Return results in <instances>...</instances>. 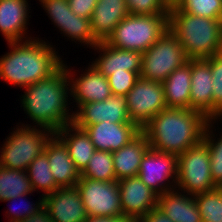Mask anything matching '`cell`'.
Returning a JSON list of instances; mask_svg holds the SVG:
<instances>
[{
    "mask_svg": "<svg viewBox=\"0 0 222 222\" xmlns=\"http://www.w3.org/2000/svg\"><path fill=\"white\" fill-rule=\"evenodd\" d=\"M25 91L21 104L28 117L37 124L35 127L56 133L73 123L74 113L68 110L70 83L64 63L46 79L25 87Z\"/></svg>",
    "mask_w": 222,
    "mask_h": 222,
    "instance_id": "1",
    "label": "cell"
},
{
    "mask_svg": "<svg viewBox=\"0 0 222 222\" xmlns=\"http://www.w3.org/2000/svg\"><path fill=\"white\" fill-rule=\"evenodd\" d=\"M209 119L194 109L166 108L142 129L150 148L180 155L203 139Z\"/></svg>",
    "mask_w": 222,
    "mask_h": 222,
    "instance_id": "2",
    "label": "cell"
},
{
    "mask_svg": "<svg viewBox=\"0 0 222 222\" xmlns=\"http://www.w3.org/2000/svg\"><path fill=\"white\" fill-rule=\"evenodd\" d=\"M30 38L7 43L11 51L0 58V79L6 83L25 88L63 65L64 60L49 42Z\"/></svg>",
    "mask_w": 222,
    "mask_h": 222,
    "instance_id": "3",
    "label": "cell"
},
{
    "mask_svg": "<svg viewBox=\"0 0 222 222\" xmlns=\"http://www.w3.org/2000/svg\"><path fill=\"white\" fill-rule=\"evenodd\" d=\"M168 29L182 45L188 60L222 53V19L190 15L175 5L169 7Z\"/></svg>",
    "mask_w": 222,
    "mask_h": 222,
    "instance_id": "4",
    "label": "cell"
},
{
    "mask_svg": "<svg viewBox=\"0 0 222 222\" xmlns=\"http://www.w3.org/2000/svg\"><path fill=\"white\" fill-rule=\"evenodd\" d=\"M168 30V14L126 16L106 41L122 50L145 52Z\"/></svg>",
    "mask_w": 222,
    "mask_h": 222,
    "instance_id": "5",
    "label": "cell"
},
{
    "mask_svg": "<svg viewBox=\"0 0 222 222\" xmlns=\"http://www.w3.org/2000/svg\"><path fill=\"white\" fill-rule=\"evenodd\" d=\"M35 126L22 124L5 139L0 151L1 167L26 171L29 164L44 152L49 136L54 133Z\"/></svg>",
    "mask_w": 222,
    "mask_h": 222,
    "instance_id": "6",
    "label": "cell"
},
{
    "mask_svg": "<svg viewBox=\"0 0 222 222\" xmlns=\"http://www.w3.org/2000/svg\"><path fill=\"white\" fill-rule=\"evenodd\" d=\"M177 164L178 190L195 195L217 188L211 176L210 154L203 139L178 155Z\"/></svg>",
    "mask_w": 222,
    "mask_h": 222,
    "instance_id": "7",
    "label": "cell"
},
{
    "mask_svg": "<svg viewBox=\"0 0 222 222\" xmlns=\"http://www.w3.org/2000/svg\"><path fill=\"white\" fill-rule=\"evenodd\" d=\"M187 61L182 45L168 29L142 53L140 77L163 83L175 69Z\"/></svg>",
    "mask_w": 222,
    "mask_h": 222,
    "instance_id": "8",
    "label": "cell"
},
{
    "mask_svg": "<svg viewBox=\"0 0 222 222\" xmlns=\"http://www.w3.org/2000/svg\"><path fill=\"white\" fill-rule=\"evenodd\" d=\"M130 122L140 130L160 111L166 109L164 88L161 82L139 77L126 95Z\"/></svg>",
    "mask_w": 222,
    "mask_h": 222,
    "instance_id": "9",
    "label": "cell"
},
{
    "mask_svg": "<svg viewBox=\"0 0 222 222\" xmlns=\"http://www.w3.org/2000/svg\"><path fill=\"white\" fill-rule=\"evenodd\" d=\"M76 187L87 216L122 217L118 181L104 182L80 178Z\"/></svg>",
    "mask_w": 222,
    "mask_h": 222,
    "instance_id": "10",
    "label": "cell"
},
{
    "mask_svg": "<svg viewBox=\"0 0 222 222\" xmlns=\"http://www.w3.org/2000/svg\"><path fill=\"white\" fill-rule=\"evenodd\" d=\"M177 165V155L149 148L141 160L137 176L147 187L161 195L176 188ZM171 178L172 182L169 181Z\"/></svg>",
    "mask_w": 222,
    "mask_h": 222,
    "instance_id": "11",
    "label": "cell"
},
{
    "mask_svg": "<svg viewBox=\"0 0 222 222\" xmlns=\"http://www.w3.org/2000/svg\"><path fill=\"white\" fill-rule=\"evenodd\" d=\"M39 2L64 36L71 38L75 43L78 41L91 48L98 43L92 34L90 19L74 14L68 0H39Z\"/></svg>",
    "mask_w": 222,
    "mask_h": 222,
    "instance_id": "12",
    "label": "cell"
},
{
    "mask_svg": "<svg viewBox=\"0 0 222 222\" xmlns=\"http://www.w3.org/2000/svg\"><path fill=\"white\" fill-rule=\"evenodd\" d=\"M73 113L76 126H90L103 121L132 123L127 113L126 96L111 95L104 101L85 103Z\"/></svg>",
    "mask_w": 222,
    "mask_h": 222,
    "instance_id": "13",
    "label": "cell"
},
{
    "mask_svg": "<svg viewBox=\"0 0 222 222\" xmlns=\"http://www.w3.org/2000/svg\"><path fill=\"white\" fill-rule=\"evenodd\" d=\"M122 214L130 218H143L157 206L158 194L147 187L138 176L118 181Z\"/></svg>",
    "mask_w": 222,
    "mask_h": 222,
    "instance_id": "14",
    "label": "cell"
},
{
    "mask_svg": "<svg viewBox=\"0 0 222 222\" xmlns=\"http://www.w3.org/2000/svg\"><path fill=\"white\" fill-rule=\"evenodd\" d=\"M84 129L96 150L115 152L128 144L141 130L134 123H111L103 121L90 126H77Z\"/></svg>",
    "mask_w": 222,
    "mask_h": 222,
    "instance_id": "15",
    "label": "cell"
},
{
    "mask_svg": "<svg viewBox=\"0 0 222 222\" xmlns=\"http://www.w3.org/2000/svg\"><path fill=\"white\" fill-rule=\"evenodd\" d=\"M44 207L54 222H85L87 215L76 186L58 188L43 197Z\"/></svg>",
    "mask_w": 222,
    "mask_h": 222,
    "instance_id": "16",
    "label": "cell"
},
{
    "mask_svg": "<svg viewBox=\"0 0 222 222\" xmlns=\"http://www.w3.org/2000/svg\"><path fill=\"white\" fill-rule=\"evenodd\" d=\"M71 71L72 69H69L66 64L70 95L75 100L73 102L77 103L76 107L79 108L85 103L104 101L112 95L108 79L93 65H89L86 72L84 71L79 78H74Z\"/></svg>",
    "mask_w": 222,
    "mask_h": 222,
    "instance_id": "17",
    "label": "cell"
},
{
    "mask_svg": "<svg viewBox=\"0 0 222 222\" xmlns=\"http://www.w3.org/2000/svg\"><path fill=\"white\" fill-rule=\"evenodd\" d=\"M101 53L91 65L94 66L106 78L112 73L140 72L142 64V52L115 48L106 42H98L93 49Z\"/></svg>",
    "mask_w": 222,
    "mask_h": 222,
    "instance_id": "18",
    "label": "cell"
},
{
    "mask_svg": "<svg viewBox=\"0 0 222 222\" xmlns=\"http://www.w3.org/2000/svg\"><path fill=\"white\" fill-rule=\"evenodd\" d=\"M44 153L56 185L59 188L76 186L81 173L76 169L66 145L55 133L47 141Z\"/></svg>",
    "mask_w": 222,
    "mask_h": 222,
    "instance_id": "19",
    "label": "cell"
},
{
    "mask_svg": "<svg viewBox=\"0 0 222 222\" xmlns=\"http://www.w3.org/2000/svg\"><path fill=\"white\" fill-rule=\"evenodd\" d=\"M212 73L205 59L191 60L190 108L213 120Z\"/></svg>",
    "mask_w": 222,
    "mask_h": 222,
    "instance_id": "20",
    "label": "cell"
},
{
    "mask_svg": "<svg viewBox=\"0 0 222 222\" xmlns=\"http://www.w3.org/2000/svg\"><path fill=\"white\" fill-rule=\"evenodd\" d=\"M128 15L126 0H98L90 18L93 36L98 42H106Z\"/></svg>",
    "mask_w": 222,
    "mask_h": 222,
    "instance_id": "21",
    "label": "cell"
},
{
    "mask_svg": "<svg viewBox=\"0 0 222 222\" xmlns=\"http://www.w3.org/2000/svg\"><path fill=\"white\" fill-rule=\"evenodd\" d=\"M29 8L27 0H0V32L7 42L26 38Z\"/></svg>",
    "mask_w": 222,
    "mask_h": 222,
    "instance_id": "22",
    "label": "cell"
},
{
    "mask_svg": "<svg viewBox=\"0 0 222 222\" xmlns=\"http://www.w3.org/2000/svg\"><path fill=\"white\" fill-rule=\"evenodd\" d=\"M149 148L146 136L140 132L128 144L112 152L116 180L137 176L141 160Z\"/></svg>",
    "mask_w": 222,
    "mask_h": 222,
    "instance_id": "23",
    "label": "cell"
},
{
    "mask_svg": "<svg viewBox=\"0 0 222 222\" xmlns=\"http://www.w3.org/2000/svg\"><path fill=\"white\" fill-rule=\"evenodd\" d=\"M186 195L177 188L166 191L158 195L157 207L173 222H202L194 195Z\"/></svg>",
    "mask_w": 222,
    "mask_h": 222,
    "instance_id": "24",
    "label": "cell"
},
{
    "mask_svg": "<svg viewBox=\"0 0 222 222\" xmlns=\"http://www.w3.org/2000/svg\"><path fill=\"white\" fill-rule=\"evenodd\" d=\"M162 84L167 108L191 109V60L175 69Z\"/></svg>",
    "mask_w": 222,
    "mask_h": 222,
    "instance_id": "25",
    "label": "cell"
},
{
    "mask_svg": "<svg viewBox=\"0 0 222 222\" xmlns=\"http://www.w3.org/2000/svg\"><path fill=\"white\" fill-rule=\"evenodd\" d=\"M55 134L64 142L76 169L82 173L96 151L89 135L74 123L67 124Z\"/></svg>",
    "mask_w": 222,
    "mask_h": 222,
    "instance_id": "26",
    "label": "cell"
},
{
    "mask_svg": "<svg viewBox=\"0 0 222 222\" xmlns=\"http://www.w3.org/2000/svg\"><path fill=\"white\" fill-rule=\"evenodd\" d=\"M33 193L26 171L0 166V201Z\"/></svg>",
    "mask_w": 222,
    "mask_h": 222,
    "instance_id": "27",
    "label": "cell"
},
{
    "mask_svg": "<svg viewBox=\"0 0 222 222\" xmlns=\"http://www.w3.org/2000/svg\"><path fill=\"white\" fill-rule=\"evenodd\" d=\"M26 173L33 191L40 189L44 192L43 197L59 188L54 181L47 155L44 152L29 164Z\"/></svg>",
    "mask_w": 222,
    "mask_h": 222,
    "instance_id": "28",
    "label": "cell"
},
{
    "mask_svg": "<svg viewBox=\"0 0 222 222\" xmlns=\"http://www.w3.org/2000/svg\"><path fill=\"white\" fill-rule=\"evenodd\" d=\"M80 178L111 182L116 180L113 155L108 151L96 150Z\"/></svg>",
    "mask_w": 222,
    "mask_h": 222,
    "instance_id": "29",
    "label": "cell"
},
{
    "mask_svg": "<svg viewBox=\"0 0 222 222\" xmlns=\"http://www.w3.org/2000/svg\"><path fill=\"white\" fill-rule=\"evenodd\" d=\"M202 222H222V188L195 194Z\"/></svg>",
    "mask_w": 222,
    "mask_h": 222,
    "instance_id": "30",
    "label": "cell"
},
{
    "mask_svg": "<svg viewBox=\"0 0 222 222\" xmlns=\"http://www.w3.org/2000/svg\"><path fill=\"white\" fill-rule=\"evenodd\" d=\"M216 120H209L207 123L203 140L206 142L208 151L210 154V169H211V176L212 179L217 187L222 186V135L221 137H215L213 134L212 126ZM215 137V138H214Z\"/></svg>",
    "mask_w": 222,
    "mask_h": 222,
    "instance_id": "31",
    "label": "cell"
},
{
    "mask_svg": "<svg viewBox=\"0 0 222 222\" xmlns=\"http://www.w3.org/2000/svg\"><path fill=\"white\" fill-rule=\"evenodd\" d=\"M176 6L190 15L222 19V0H181Z\"/></svg>",
    "mask_w": 222,
    "mask_h": 222,
    "instance_id": "32",
    "label": "cell"
},
{
    "mask_svg": "<svg viewBox=\"0 0 222 222\" xmlns=\"http://www.w3.org/2000/svg\"><path fill=\"white\" fill-rule=\"evenodd\" d=\"M212 73L213 120L222 119V53L205 59Z\"/></svg>",
    "mask_w": 222,
    "mask_h": 222,
    "instance_id": "33",
    "label": "cell"
},
{
    "mask_svg": "<svg viewBox=\"0 0 222 222\" xmlns=\"http://www.w3.org/2000/svg\"><path fill=\"white\" fill-rule=\"evenodd\" d=\"M129 14L154 15L168 14L169 6L164 0H126Z\"/></svg>",
    "mask_w": 222,
    "mask_h": 222,
    "instance_id": "34",
    "label": "cell"
},
{
    "mask_svg": "<svg viewBox=\"0 0 222 222\" xmlns=\"http://www.w3.org/2000/svg\"><path fill=\"white\" fill-rule=\"evenodd\" d=\"M139 77L140 72L124 70V72L112 73L107 77L112 95L126 96Z\"/></svg>",
    "mask_w": 222,
    "mask_h": 222,
    "instance_id": "35",
    "label": "cell"
},
{
    "mask_svg": "<svg viewBox=\"0 0 222 222\" xmlns=\"http://www.w3.org/2000/svg\"><path fill=\"white\" fill-rule=\"evenodd\" d=\"M23 197L25 199V197H27V196L26 195H19L15 198H11L9 200H3L2 202H7V201L14 202V201H17V199H19V200L23 199ZM29 204L30 203H28L27 205H23L25 207L23 211L21 209L19 210V208H18L19 211H17V212L13 208L11 210H9L7 212L8 213L7 215H9V217H10V219H8V220H10L9 222H19V221L31 216L32 214H35L40 208H42L44 206L43 196L41 195L40 200H38V202H36L35 204L34 203L30 204V205ZM15 209L17 210V208H15Z\"/></svg>",
    "mask_w": 222,
    "mask_h": 222,
    "instance_id": "36",
    "label": "cell"
},
{
    "mask_svg": "<svg viewBox=\"0 0 222 222\" xmlns=\"http://www.w3.org/2000/svg\"><path fill=\"white\" fill-rule=\"evenodd\" d=\"M68 2L74 14L90 19L98 0H68Z\"/></svg>",
    "mask_w": 222,
    "mask_h": 222,
    "instance_id": "37",
    "label": "cell"
},
{
    "mask_svg": "<svg viewBox=\"0 0 222 222\" xmlns=\"http://www.w3.org/2000/svg\"><path fill=\"white\" fill-rule=\"evenodd\" d=\"M143 219L145 222H173L165 213L157 206L151 209Z\"/></svg>",
    "mask_w": 222,
    "mask_h": 222,
    "instance_id": "38",
    "label": "cell"
},
{
    "mask_svg": "<svg viewBox=\"0 0 222 222\" xmlns=\"http://www.w3.org/2000/svg\"><path fill=\"white\" fill-rule=\"evenodd\" d=\"M19 222H54L48 213V210L43 206L35 214L19 221Z\"/></svg>",
    "mask_w": 222,
    "mask_h": 222,
    "instance_id": "39",
    "label": "cell"
},
{
    "mask_svg": "<svg viewBox=\"0 0 222 222\" xmlns=\"http://www.w3.org/2000/svg\"><path fill=\"white\" fill-rule=\"evenodd\" d=\"M85 222H128V217H101V216H87Z\"/></svg>",
    "mask_w": 222,
    "mask_h": 222,
    "instance_id": "40",
    "label": "cell"
},
{
    "mask_svg": "<svg viewBox=\"0 0 222 222\" xmlns=\"http://www.w3.org/2000/svg\"><path fill=\"white\" fill-rule=\"evenodd\" d=\"M164 1L169 7H172L177 5L181 0H164Z\"/></svg>",
    "mask_w": 222,
    "mask_h": 222,
    "instance_id": "41",
    "label": "cell"
},
{
    "mask_svg": "<svg viewBox=\"0 0 222 222\" xmlns=\"http://www.w3.org/2000/svg\"><path fill=\"white\" fill-rule=\"evenodd\" d=\"M128 222H145V220L143 218H130L128 217Z\"/></svg>",
    "mask_w": 222,
    "mask_h": 222,
    "instance_id": "42",
    "label": "cell"
}]
</instances>
